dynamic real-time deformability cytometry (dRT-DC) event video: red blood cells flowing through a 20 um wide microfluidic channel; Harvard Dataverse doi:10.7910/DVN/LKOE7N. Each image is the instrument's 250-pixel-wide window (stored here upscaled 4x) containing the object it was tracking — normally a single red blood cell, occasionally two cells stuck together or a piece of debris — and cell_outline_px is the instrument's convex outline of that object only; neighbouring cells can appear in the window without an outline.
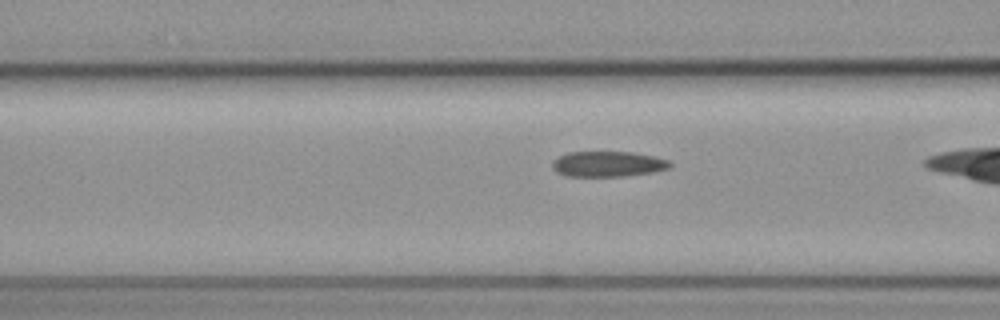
{"species": "common noctule bat (a hibernating species)", "species_latin": "Nyctalus noctula", "temperature_condition": "cold", "stored_images_in_passage": 27, "camera_frame_rate_fps": 3000, "um_per_image_px": 0.085, "animal": {"sex": "female", "body_mass_g": 19.3, "forearm_length_mm": 54.1}, "frame": {"image": 1, "passage_image": 19, "time_ms": 6.0, "image_size_px": [1000, 320], "cell_outline_px": [[672, 164], [668, 168], [652, 172], [624, 176], [568, 176], [556, 172], [552, 168], [552, 160], [568, 152], [632, 152], [652, 156], [668, 160]], "centroid_in_image_um": [51.63, 13.94], "position_along_channel_um": 115.0, "area_um2": 17.34}}
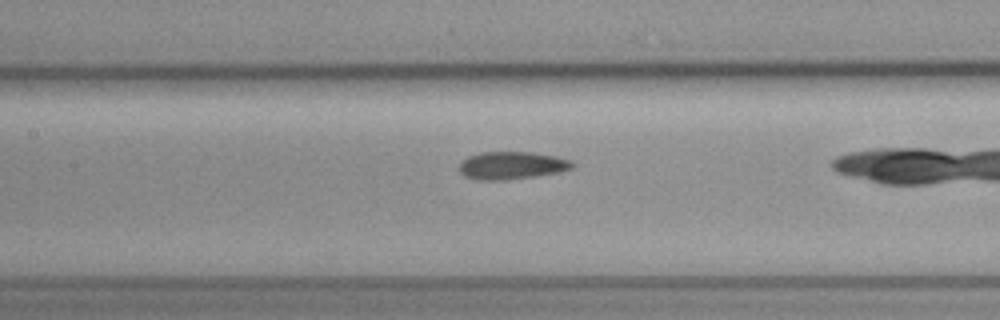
{"frame": {"image": 2, "passage_image": 23, "time_ms": 7.333, "image_size_px": [1000, 320], "cell_outline_px": [[576, 164], [572, 168], [560, 172], [536, 176], [508, 180], [476, 180], [464, 176], [460, 172], [460, 160], [468, 156], [480, 152], [532, 152], [556, 156], [572, 160]], "centroid_in_image_um": [43.5, 14.06], "position_along_channel_um": 163.9, "area_um2": 18.55}}